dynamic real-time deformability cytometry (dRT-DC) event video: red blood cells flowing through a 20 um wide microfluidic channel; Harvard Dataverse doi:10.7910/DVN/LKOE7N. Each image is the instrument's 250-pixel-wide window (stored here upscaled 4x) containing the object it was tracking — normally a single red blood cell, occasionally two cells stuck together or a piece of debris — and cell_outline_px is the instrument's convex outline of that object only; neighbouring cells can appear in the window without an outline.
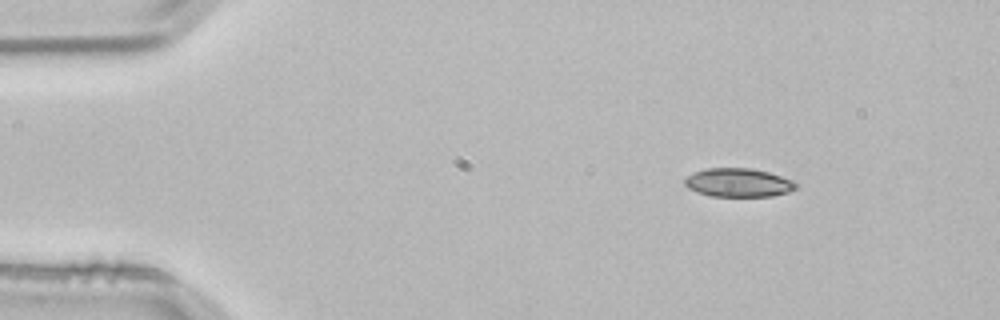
{"species": "common noctule bat (a hibernating species)", "species_latin": "Nyctalus noctula", "temperature_condition": "room temperature", "stored_images_in_passage": 47, "camera_frame_rate_fps": 3000, "um_per_image_px": 0.085, "animal": {"sex": "male", "body_mass_g": 21.5, "forearm_length_mm": 52.0}, "frame": {"image": 1, "passage_image": 1, "time_ms": 0.0, "image_size_px": [1000, 320], "cell_outline_px": [[796, 188], [788, 192], [772, 196], [712, 196], [696, 192], [688, 188], [684, 184], [684, 180], [688, 176], [696, 172], [708, 168], [752, 168], [768, 172], [792, 180], [796, 184]], "centroid_in_image_um": [62.75, 15.52], "position_along_channel_um": 22.3, "area_um2": 18.38}}
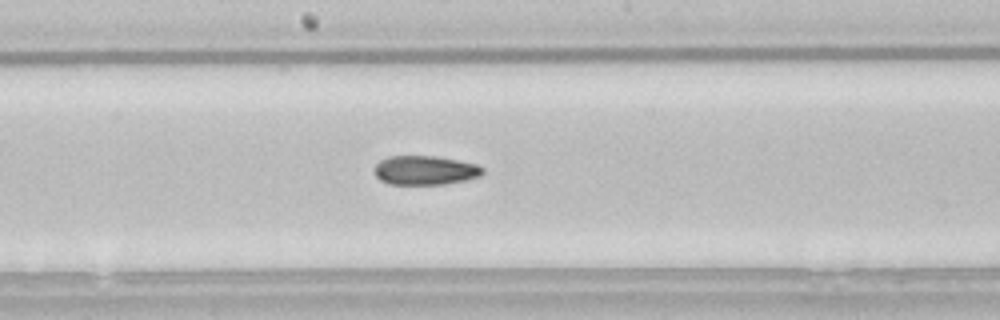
{"frame": {"image": 2, "passage_image": 22, "time_ms": 7.0, "image_size_px": [1000, 320], "cell_outline_px": [[484, 172], [480, 176], [464, 180], [444, 184], [388, 184], [380, 180], [372, 172], [372, 168], [380, 160], [388, 156], [436, 156], [476, 164], [484, 168]], "centroid_in_image_um": [36.08, 14.47], "position_along_channel_um": 212.1, "area_um2": 18.5}}
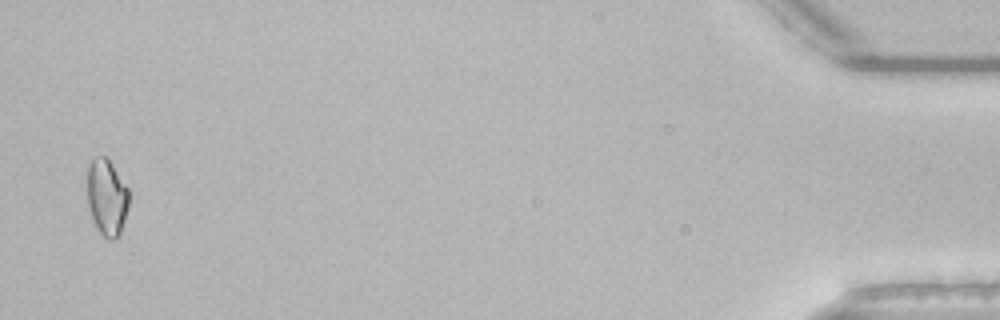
{"frame": {"image": 3, "passage_image": 46, "time_ms": 15.0, "image_size_px": [1000, 320], "cell_outline_px": [[128, 208], [120, 236], [112, 240], [108, 240], [96, 228], [92, 220], [88, 208], [88, 164], [92, 156], [108, 156], [128, 188]], "centroid_in_image_um": [9.08, 16.75], "position_along_channel_um": 426.1, "area_um2": 18.96}, "authors_computed_cell_mechanics": {"area_um2": 18.5538, "velocity_mm_per_s": 3.8264, "shape_relaxation_time_tau1_ms": null, "shape_relaxation_time_tau2_ms": 10.0608, "deformation_change_tau1": null, "deformation_change_tau2": 0.1418}}